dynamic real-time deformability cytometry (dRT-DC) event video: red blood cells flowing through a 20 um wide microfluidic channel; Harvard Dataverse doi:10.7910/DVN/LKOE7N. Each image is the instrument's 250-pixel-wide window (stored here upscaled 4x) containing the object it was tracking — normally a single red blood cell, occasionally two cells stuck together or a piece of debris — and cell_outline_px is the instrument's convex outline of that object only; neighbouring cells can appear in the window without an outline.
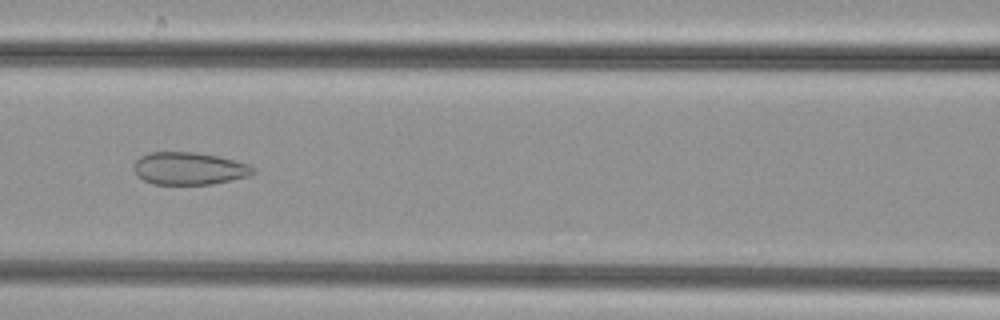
{"species": "common noctule bat (a hibernating species)", "species_latin": "Nyctalus noctula", "temperature_condition": "cold", "stored_images_in_passage": 38, "camera_frame_rate_fps": 3000, "um_per_image_px": 0.085, "animal": {"sex": "female", "body_mass_g": 29.2, "forearm_length_mm": 56.3}, "frame": {"image": 1, "passage_image": 10, "time_ms": 3.0, "image_size_px": [1000, 320], "cell_outline_px": [[256, 172], [248, 176], [212, 184], [152, 184], [136, 176], [132, 168], [132, 164], [140, 156], [148, 152], [196, 152], [216, 156], [248, 164], [256, 168]], "centroid_in_image_um": [16.02, 14.32], "position_along_channel_um": 150.6, "area_um2": 22.72}}
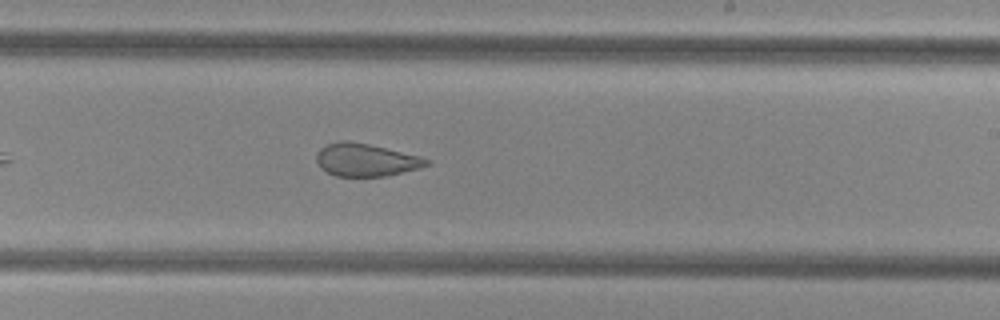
{"frame": {"image": 2, "passage_image": 18, "time_ms": 5.667, "image_size_px": [1000, 320], "cell_outline_px": [[432, 164], [420, 168], [388, 176], [336, 176], [320, 168], [316, 160], [316, 152], [320, 148], [328, 144], [340, 140], [348, 140], [368, 144], [420, 156], [432, 160]], "centroid_in_image_um": [31.12, 13.59], "position_along_channel_um": 257.9, "area_um2": 21.15}}
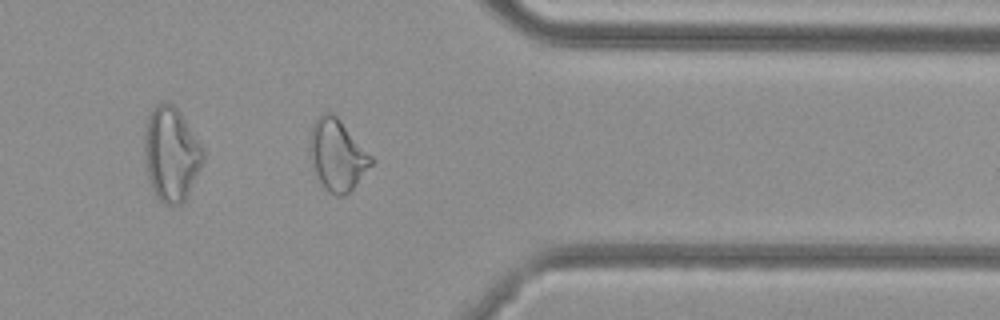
{"frame": {"image": 3, "passage_image": 28, "time_ms": 9.0, "image_size_px": [1000, 320], "cell_outline_px": [[376, 160], [352, 188], [344, 196], [336, 196], [328, 192], [316, 180], [308, 148], [312, 124], [324, 112], [328, 112], [336, 116], [340, 120]], "centroid_in_image_um": [28.64, 13.2], "position_along_channel_um": 382.8, "area_um2": 25.61}}